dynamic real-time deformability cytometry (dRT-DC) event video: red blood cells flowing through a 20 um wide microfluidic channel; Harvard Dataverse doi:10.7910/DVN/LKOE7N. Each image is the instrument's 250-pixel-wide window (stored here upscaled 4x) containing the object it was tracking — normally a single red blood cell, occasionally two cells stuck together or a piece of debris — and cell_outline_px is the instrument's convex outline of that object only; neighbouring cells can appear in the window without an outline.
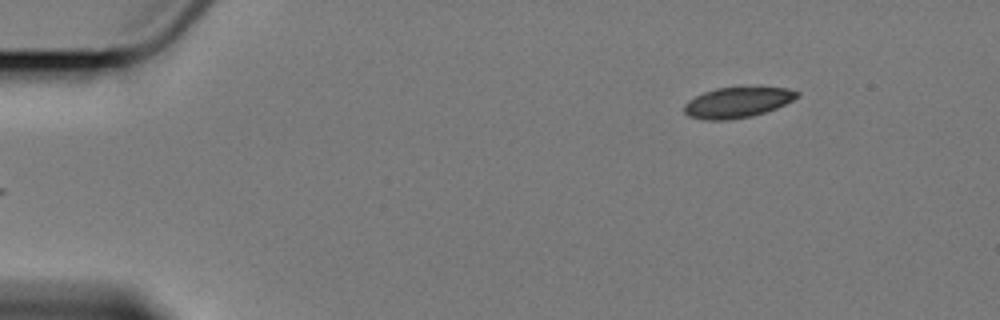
{"species": "Egyptian fruit bat (a non-hibernating species)", "species_latin": "Rousettus aegyptiacus", "temperature_condition": "cold", "stored_images_in_passage": 6, "segment_of_instrument_passage": [2, 2], "camera_frame_rate_fps": 3000, "um_per_image_px": 0.085, "animal": {"sex": "female"}, "frame": {"image": 1, "passage_image": 6, "time_ms": 7.0, "image_size_px": [1000, 320], "cell_outline_px": [[800, 96], [776, 108], [752, 116], [724, 120], [708, 120], [688, 116], [684, 112], [684, 104], [688, 100], [704, 92], [716, 88], [788, 88], [800, 92]], "centroid_in_image_um": [62.66, 8.71], "position_along_channel_um": 22.3, "area_um2": 19.77}}